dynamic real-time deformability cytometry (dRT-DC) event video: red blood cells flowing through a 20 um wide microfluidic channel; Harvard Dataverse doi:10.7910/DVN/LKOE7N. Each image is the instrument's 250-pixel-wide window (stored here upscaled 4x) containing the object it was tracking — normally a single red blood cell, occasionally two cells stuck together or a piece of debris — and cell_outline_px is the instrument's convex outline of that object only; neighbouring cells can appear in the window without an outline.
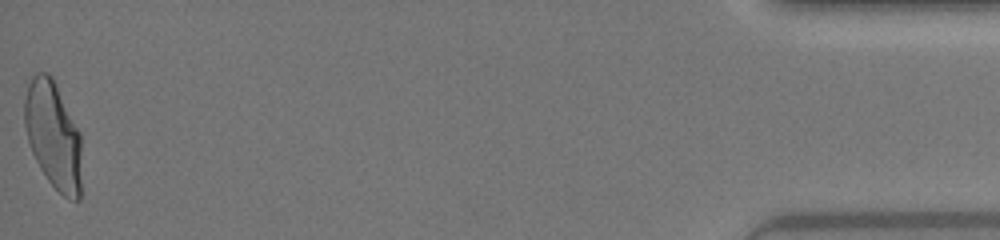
{"species": "human", "species_latin": "Homo sapiens", "temperature_condition": "warm", "stored_images_in_passage": 39, "camera_frame_rate_fps": 3000, "um_per_image_px": 0.085, "donor": {"sex": "female"}, "frame": {"image": 1, "passage_image": 39, "time_ms": 12.667, "image_size_px": [1000, 240], "cell_outline_px": [[80, 200], [72, 200], [64, 196], [48, 180], [40, 168], [32, 152], [28, 140], [24, 124], [24, 100], [28, 84], [32, 76], [36, 72], [48, 72], [52, 76], [80, 132]], "centroid_in_image_um": [4.5, 11.46], "position_along_channel_um": 430.7, "area_um2": 35.55}, "authors_computed_cell_mechanics": {"area_um2": 35.2002, "velocity_mm_per_s": 4.3708, "shape_relaxation_time_tau1_ms": 4.6142, "shape_relaxation_time_tau2_ms": null, "deformation_change_tau1": 0.2092, "deformation_change_tau2": null}}